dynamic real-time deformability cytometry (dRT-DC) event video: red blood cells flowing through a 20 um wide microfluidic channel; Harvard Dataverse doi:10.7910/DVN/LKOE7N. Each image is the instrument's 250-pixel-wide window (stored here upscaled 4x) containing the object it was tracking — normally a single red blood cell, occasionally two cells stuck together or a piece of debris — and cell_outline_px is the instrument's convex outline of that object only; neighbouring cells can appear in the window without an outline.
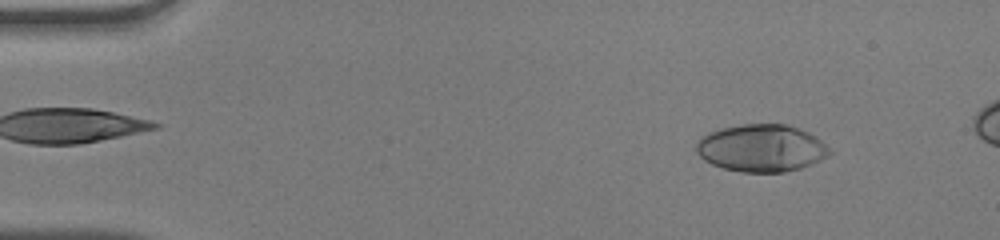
{"species": "human", "species_latin": "Homo sapiens", "temperature_condition": "warm", "stored_images_in_passage": 48, "camera_frame_rate_fps": 3000, "um_per_image_px": 0.085, "donor": {"sex": "male"}, "frame": {"image": 1, "passage_image": 5, "time_ms": 1.333, "image_size_px": [1000, 240], "cell_outline_px": [[832, 152], [800, 168], [784, 172], [740, 172], [724, 168], [712, 164], [704, 160], [696, 152], [696, 144], [700, 136], [708, 132], [720, 128], [740, 124], [784, 124], [808, 132], [816, 136]], "centroid_in_image_um": [64.64, 12.58], "position_along_channel_um": 20.4, "area_um2": 36.47}}
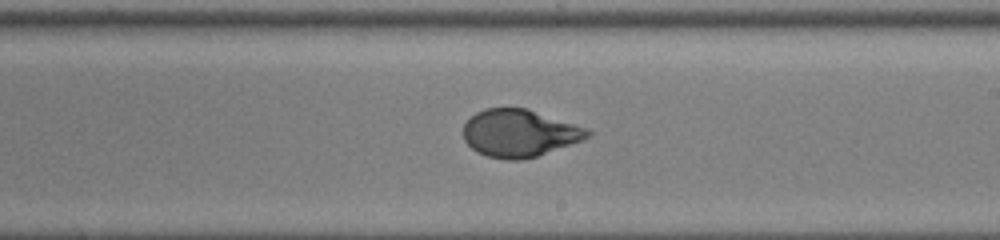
{"frame": {"image": 2, "passage_image": 29, "time_ms": 9.333, "image_size_px": [1000, 240], "cell_outline_px": [[592, 136], [584, 140], [536, 156], [520, 160], [508, 160], [488, 156], [476, 152], [464, 140], [464, 124], [476, 112], [484, 108], [524, 108], [588, 128], [592, 132]], "centroid_in_image_um": [44.16, 11.32], "position_along_channel_um": 244.8, "area_um2": 34.16}}
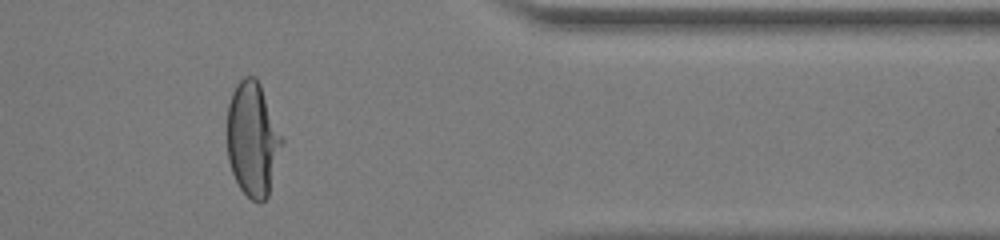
{"frame": {"image": 3, "passage_image": 41, "time_ms": 13.333, "image_size_px": [1000, 240], "cell_outline_px": [[284, 140], [268, 196], [264, 200], [252, 200], [240, 188], [232, 172], [228, 160], [228, 104], [232, 92], [236, 84], [244, 76], [256, 76], [260, 84]], "centroid_in_image_um": [21.48, 11.8], "position_along_channel_um": 389.9, "area_um2": 36.18}}